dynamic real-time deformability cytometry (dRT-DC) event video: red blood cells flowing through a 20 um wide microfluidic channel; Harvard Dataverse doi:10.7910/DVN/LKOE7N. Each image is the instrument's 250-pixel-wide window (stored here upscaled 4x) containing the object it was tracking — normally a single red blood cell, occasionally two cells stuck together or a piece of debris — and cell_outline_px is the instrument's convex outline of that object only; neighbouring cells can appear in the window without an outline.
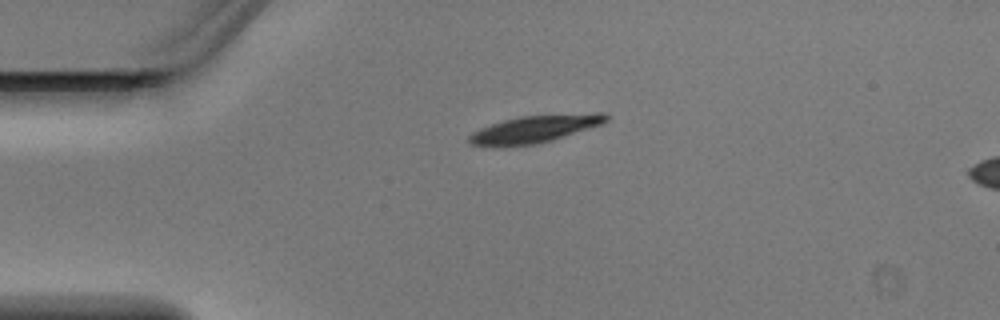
{"species": "Egyptian fruit bat (a non-hibernating species)", "species_latin": "Rousettus aegyptiacus", "temperature_condition": "warm", "stored_images_in_passage": 2, "camera_frame_rate_fps": 3000, "um_per_image_px": 0.085, "animal": {"sex": "male"}, "frame": {"image": 1, "passage_image": 1, "time_ms": 0.0, "image_size_px": [1000, 320], "cell_outline_px": [[608, 120], [604, 124], [548, 140], [532, 144], [472, 144], [468, 140], [468, 136], [472, 132], [480, 128], [504, 120], [520, 116], [596, 112], [608, 112]], "centroid_in_image_um": [45.58, 10.9], "position_along_channel_um": 39.4, "area_um2": 21.04}}